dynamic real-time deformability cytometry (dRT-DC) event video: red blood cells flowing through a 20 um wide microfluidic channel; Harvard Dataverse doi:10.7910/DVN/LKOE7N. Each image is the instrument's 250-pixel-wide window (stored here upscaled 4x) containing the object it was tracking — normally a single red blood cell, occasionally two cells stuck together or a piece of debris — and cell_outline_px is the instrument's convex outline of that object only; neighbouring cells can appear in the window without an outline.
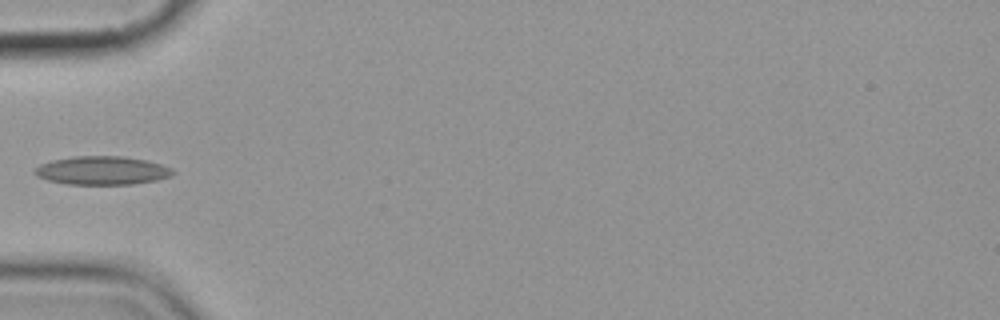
{"species": "common noctule bat (a hibernating species)", "species_latin": "Nyctalus noctula", "temperature_condition": "cold", "stored_images_in_passage": 3, "camera_frame_rate_fps": 3000, "um_per_image_px": 0.085, "animal": {"sex": "female", "body_mass_g": 19.9}, "frame": {"image": 1, "passage_image": 2, "time_ms": 1.333, "image_size_px": [1000, 320], "cell_outline_px": [[176, 172], [172, 176], [156, 180], [132, 184], [68, 184], [48, 180], [36, 176], [32, 172], [40, 164], [52, 160], [76, 156], [124, 156], [148, 160], [172, 168]], "centroid_in_image_um": [8.7, 14.49], "position_along_channel_um": 76.3, "area_um2": 23.0}}
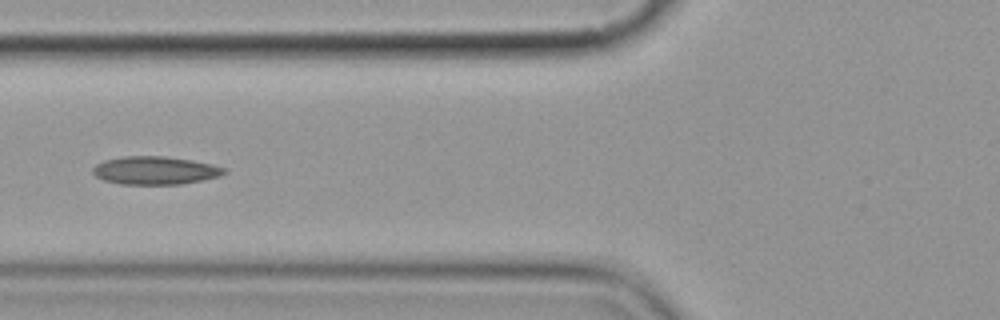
{"frame": {"image": 2, "passage_image": 3, "time_ms": 2.333, "image_size_px": [1000, 320], "cell_outline_px": [[228, 172], [220, 176], [180, 184], [120, 184], [104, 180], [96, 176], [92, 172], [92, 168], [96, 164], [104, 160], [124, 156], [164, 156], [192, 160], [212, 164], [224, 168]], "centroid_in_image_um": [13.17, 14.48], "position_along_channel_um": 112.6, "area_um2": 21.44}}